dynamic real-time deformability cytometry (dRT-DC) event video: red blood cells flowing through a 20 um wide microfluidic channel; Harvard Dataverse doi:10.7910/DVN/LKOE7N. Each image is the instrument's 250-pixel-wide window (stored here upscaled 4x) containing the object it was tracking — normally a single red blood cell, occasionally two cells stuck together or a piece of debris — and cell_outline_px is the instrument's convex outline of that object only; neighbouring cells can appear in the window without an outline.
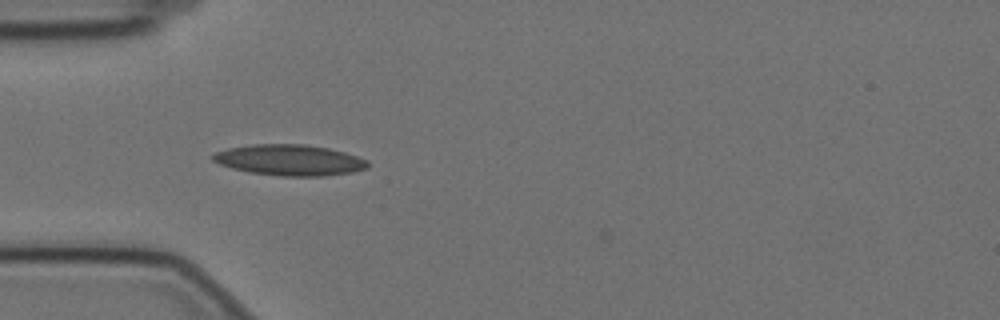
{"species": "Egyptian fruit bat (a non-hibernating species)", "species_latin": "Rousettus aegyptiacus", "temperature_condition": "cold", "stored_images_in_passage": 42, "camera_frame_rate_fps": 3000, "um_per_image_px": 0.085, "animal": {"sex": "female"}, "frame": {"image": 1, "passage_image": 1, "time_ms": 0.0, "image_size_px": [1000, 320], "cell_outline_px": [[368, 168], [352, 172], [324, 176], [284, 176], [248, 172], [232, 168], [220, 164], [212, 160], [212, 156], [216, 152], [228, 148], [252, 144], [304, 144], [328, 148], [344, 152], [368, 160]], "centroid_in_image_um": [24.62, 13.6], "position_along_channel_um": 60.4, "area_um2": 27.8}}
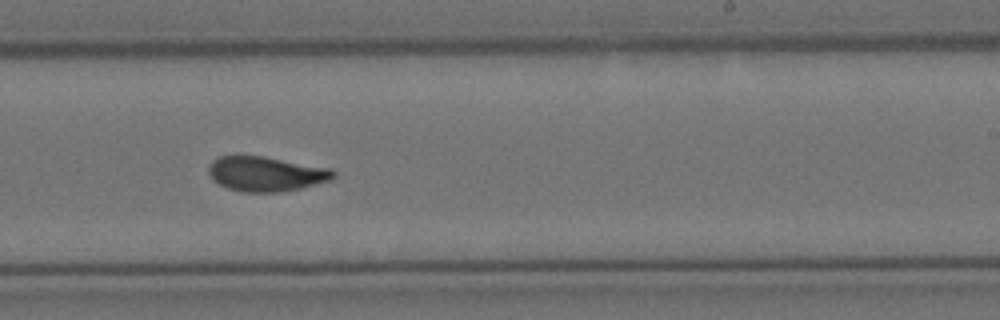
{"frame": {"image": 2, "passage_image": 19, "time_ms": 6.0, "image_size_px": [1000, 320], "cell_outline_px": [[336, 176], [328, 180], [300, 188], [276, 192], [244, 192], [228, 188], [212, 180], [208, 172], [208, 164], [212, 160], [220, 156], [264, 156], [328, 168], [336, 172]], "centroid_in_image_um": [22.55, 14.77], "position_along_channel_um": 266.5, "area_um2": 25.03}}
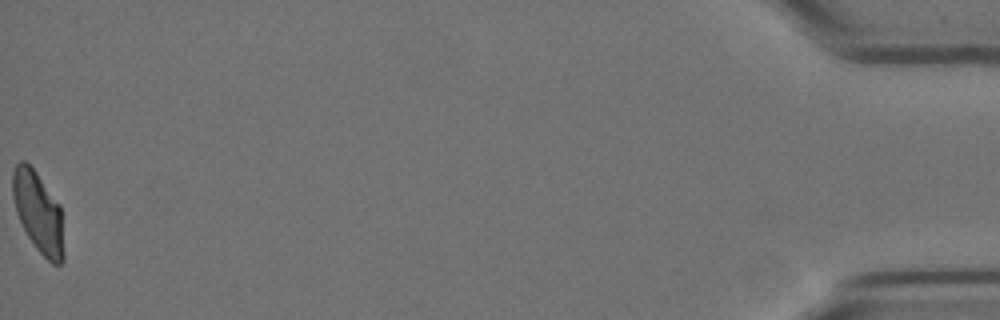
{"frame": {"image": 3, "passage_image": 42, "time_ms": 13.667, "image_size_px": [1000, 320], "cell_outline_px": [[64, 260], [60, 264], [52, 264], [36, 248], [28, 236], [16, 212], [12, 196], [12, 172], [16, 164], [20, 160], [24, 160], [36, 172], [60, 204], [64, 252]], "centroid_in_image_um": [3.25, 18.03], "position_along_channel_um": 432.0, "area_um2": 23.99}, "authors_computed_cell_mechanics": {"area_um2": 24.9985, "velocity_mm_per_s": 3.4664, "shape_relaxation_time_tau1_ms": 5.7611, "shape_relaxation_time_tau2_ms": 1.5527, "deformation_change_tau1": 0.1724, "deformation_change_tau2": 0.0747}}